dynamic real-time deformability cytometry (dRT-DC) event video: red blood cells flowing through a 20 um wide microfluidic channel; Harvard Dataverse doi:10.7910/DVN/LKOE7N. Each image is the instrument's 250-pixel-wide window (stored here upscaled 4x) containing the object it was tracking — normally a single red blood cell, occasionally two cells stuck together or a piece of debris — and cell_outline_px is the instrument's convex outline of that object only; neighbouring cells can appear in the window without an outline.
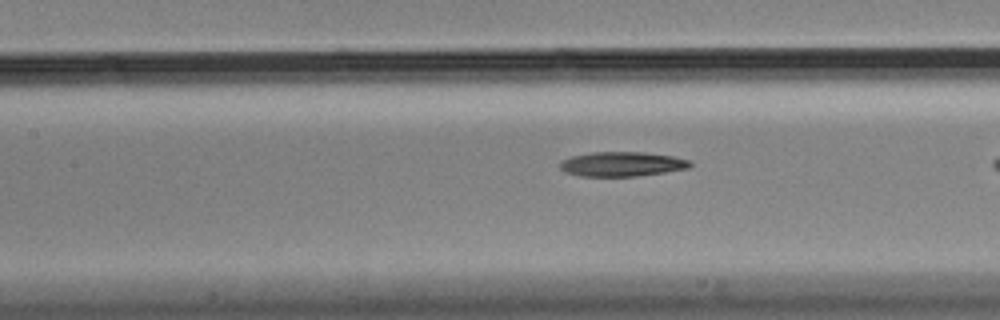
{"species": "Egyptian fruit bat (a non-hibernating species)", "species_latin": "Rousettus aegyptiacus", "temperature_condition": "cold", "stored_images_in_passage": 38, "camera_frame_rate_fps": 3000, "um_per_image_px": 0.085, "animal": {"sex": "male"}, "frame": {"image": 1, "passage_image": 19, "time_ms": 6.0, "image_size_px": [1000, 320], "cell_outline_px": [[692, 164], [688, 168], [664, 172], [636, 176], [580, 176], [564, 172], [560, 168], [560, 160], [572, 156], [592, 152], [644, 152], [672, 156], [688, 160]], "centroid_in_image_um": [52.82, 13.94], "position_along_channel_um": 154.6, "area_um2": 18.55}}
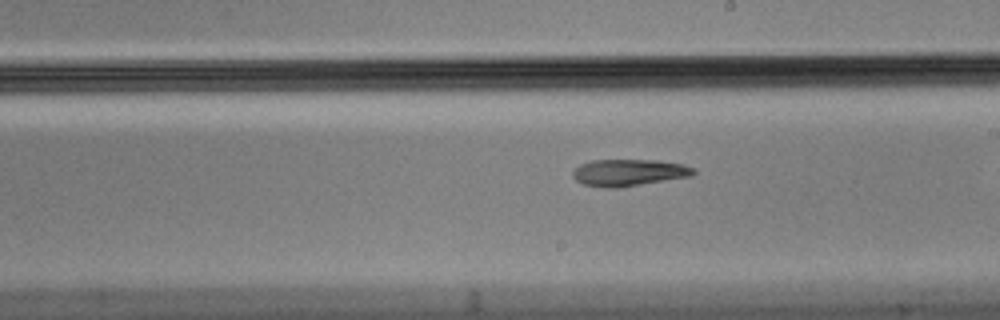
{"frame": {"image": 2, "passage_image": 26, "time_ms": 8.333, "image_size_px": [1000, 320], "cell_outline_px": [[696, 172], [692, 176], [616, 188], [604, 188], [584, 184], [576, 180], [572, 176], [572, 172], [580, 164], [592, 160], [656, 160], [684, 164], [692, 168]], "centroid_in_image_um": [53.44, 14.66], "position_along_channel_um": 235.6, "area_um2": 18.79}}
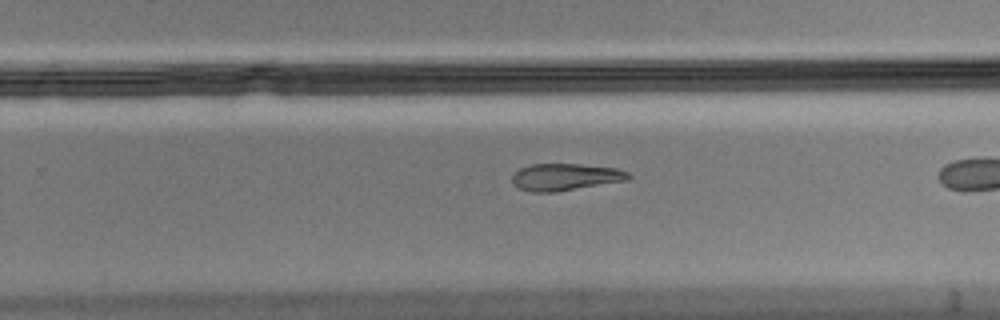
{"frame": {"image": 3, "passage_image": 30, "time_ms": 9.667, "image_size_px": [1000, 320], "cell_outline_px": [[632, 176], [628, 180], [556, 192], [532, 192], [520, 188], [512, 184], [512, 176], [520, 168], [532, 164], [580, 164], [616, 168], [628, 172]], "centroid_in_image_um": [48.06, 15.04], "position_along_channel_um": 281.7, "area_um2": 18.26}}